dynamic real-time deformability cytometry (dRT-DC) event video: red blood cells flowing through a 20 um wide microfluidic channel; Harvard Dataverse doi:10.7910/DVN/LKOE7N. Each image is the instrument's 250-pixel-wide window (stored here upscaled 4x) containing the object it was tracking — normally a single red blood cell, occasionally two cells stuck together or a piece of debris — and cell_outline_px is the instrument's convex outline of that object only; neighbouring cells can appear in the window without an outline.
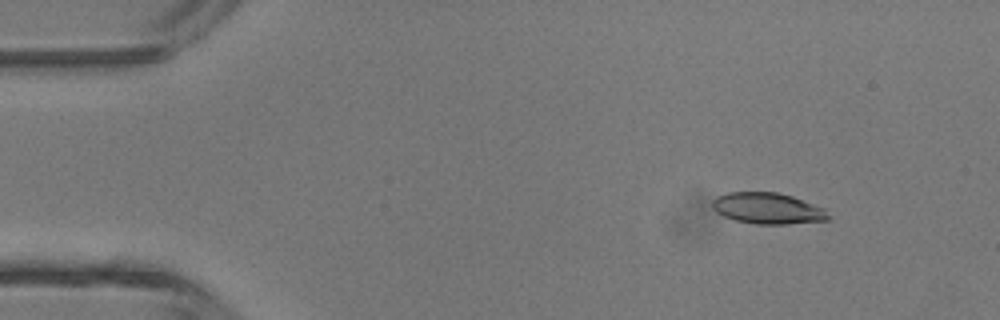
{"species": "common noctule bat (a hibernating species)", "species_latin": "Nyctalus noctula", "temperature_condition": "room temperature", "stored_images_in_passage": 4, "camera_frame_rate_fps": 3000, "um_per_image_px": 0.085, "animal": {"sex": "male", "body_mass_g": 13.3}, "frame": {"image": 1, "passage_image": 1, "time_ms": 0.0, "image_size_px": [1000, 320], "cell_outline_px": [[832, 216], [828, 220], [788, 224], [756, 224], [736, 220], [724, 216], [716, 212], [712, 208], [712, 200], [716, 196], [728, 192], [776, 192], [792, 196], [824, 208]], "centroid_in_image_um": [65.26, 17.71], "position_along_channel_um": 19.7, "area_um2": 21.15}}
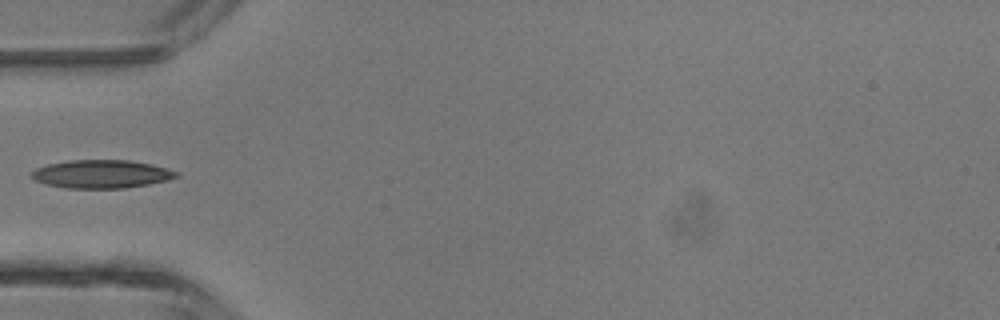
{"frame": {"image": 2, "passage_image": 4, "time_ms": 1.0, "image_size_px": [1000, 320], "cell_outline_px": [[180, 176], [168, 180], [148, 184], [124, 188], [68, 188], [48, 184], [36, 180], [32, 176], [32, 172], [36, 168], [48, 164], [72, 160], [128, 160], [152, 164], [180, 172]], "centroid_in_image_um": [8.69, 14.79], "position_along_channel_um": 76.3, "area_um2": 23.64}}